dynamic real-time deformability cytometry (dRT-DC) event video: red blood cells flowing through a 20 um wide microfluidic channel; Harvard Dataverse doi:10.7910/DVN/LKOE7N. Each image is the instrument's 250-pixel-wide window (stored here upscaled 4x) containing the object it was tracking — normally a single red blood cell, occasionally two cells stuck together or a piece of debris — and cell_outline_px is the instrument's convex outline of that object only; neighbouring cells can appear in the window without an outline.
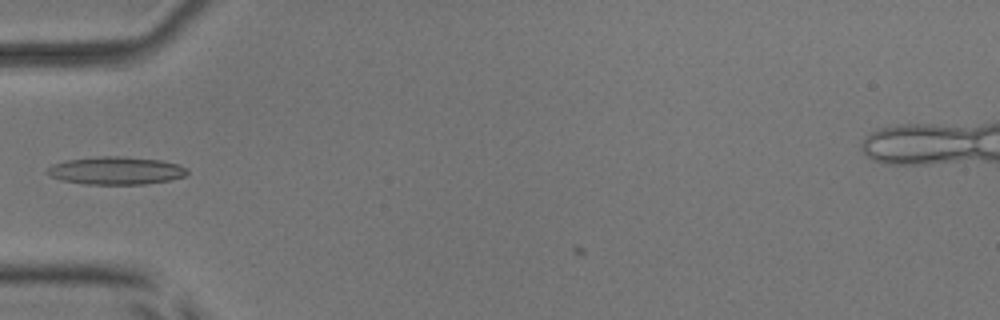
{"species": "common noctule bat (a hibernating species)", "species_latin": "Nyctalus noctula", "temperature_condition": "room temperature", "stored_images_in_passage": 6, "camera_frame_rate_fps": 3000, "um_per_image_px": 0.085, "animal": {"sex": "male", "body_mass_g": 17.9, "forearm_length_mm": 54.2}, "frame": {"image": 1, "passage_image": 3, "time_ms": 0.667, "image_size_px": [1000, 320], "cell_outline_px": [[188, 172], [184, 176], [168, 180], [144, 184], [84, 184], [60, 180], [48, 176], [48, 168], [52, 164], [64, 160], [100, 156], [124, 156], [160, 160], [180, 164]], "centroid_in_image_um": [9.81, 14.49], "position_along_channel_um": 75.2, "area_um2": 22.72}}
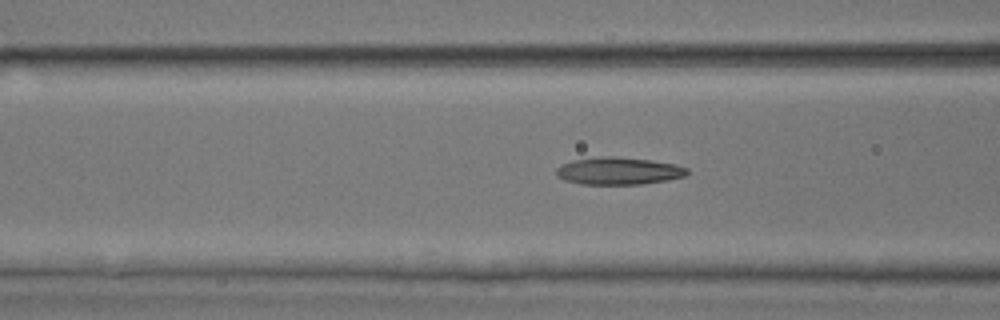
{"frame": {"image": 2, "passage_image": 6, "time_ms": 1.667, "image_size_px": [1000, 320], "cell_outline_px": [[688, 172], [684, 176], [668, 180], [644, 184], [580, 184], [564, 180], [556, 176], [556, 168], [560, 164], [572, 160], [600, 156], [612, 156], [652, 160], [676, 164], [688, 168]], "centroid_in_image_um": [52.55, 14.52], "position_along_channel_um": 114.0, "area_um2": 21.1}}